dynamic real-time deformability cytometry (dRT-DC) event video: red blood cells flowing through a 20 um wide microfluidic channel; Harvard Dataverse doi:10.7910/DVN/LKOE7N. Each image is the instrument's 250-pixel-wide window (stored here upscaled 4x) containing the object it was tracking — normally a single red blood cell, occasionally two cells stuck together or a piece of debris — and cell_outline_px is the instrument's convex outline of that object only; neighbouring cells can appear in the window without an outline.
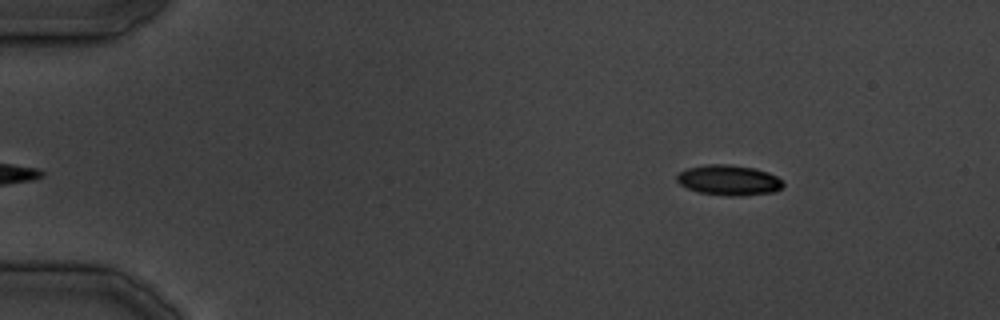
{"species": "common noctule bat (a hibernating species)", "species_latin": "Nyctalus noctula", "temperature_condition": "cold", "stored_images_in_passage": 9, "camera_frame_rate_fps": 3000, "um_per_image_px": 0.085, "animal": {"sex": "male", "body_mass_g": 19.5, "forearm_length_mm": 54.6}, "frame": {"image": 1, "passage_image": 1, "time_ms": 0.0, "image_size_px": [1000, 320], "cell_outline_px": [[784, 184], [776, 192], [740, 196], [728, 196], [700, 192], [688, 188], [680, 184], [676, 180], [676, 176], [680, 172], [688, 168], [708, 164], [728, 164], [752, 168], [768, 172], [784, 180]], "centroid_in_image_um": [61.98, 15.32], "position_along_channel_um": 23.0, "area_um2": 18.73}}
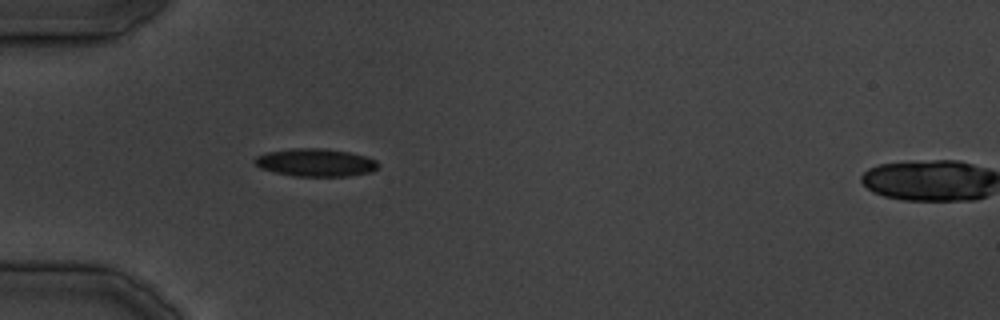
{"frame": {"image": 2, "passage_image": 8, "time_ms": 8.0, "image_size_px": [1000, 320], "cell_outline_px": [[380, 164], [372, 172], [348, 176], [296, 176], [276, 172], [260, 168], [252, 160], [256, 156], [268, 152], [292, 148], [324, 148], [348, 152], [364, 156], [376, 160]], "centroid_in_image_um": [26.83, 13.81], "position_along_channel_um": 58.2, "area_um2": 19.94}}